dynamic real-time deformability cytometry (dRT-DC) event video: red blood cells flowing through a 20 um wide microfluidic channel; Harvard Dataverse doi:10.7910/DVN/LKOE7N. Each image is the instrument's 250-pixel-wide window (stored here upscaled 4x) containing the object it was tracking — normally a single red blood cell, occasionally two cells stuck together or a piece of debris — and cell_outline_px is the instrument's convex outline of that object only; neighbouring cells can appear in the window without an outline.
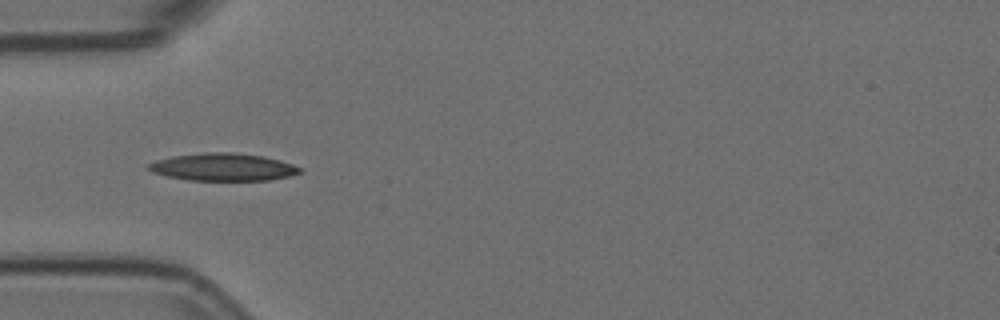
{"species": "Egyptian fruit bat (a non-hibernating species)", "species_latin": "Rousettus aegyptiacus", "temperature_condition": "room temperature", "stored_images_in_passage": 9, "camera_frame_rate_fps": 3000, "um_per_image_px": 0.085, "animal": {"sex": "female"}, "frame": {"image": 1, "passage_image": 6, "time_ms": 1.667, "image_size_px": [1000, 320], "cell_outline_px": [[304, 172], [288, 176], [268, 180], [188, 180], [168, 176], [152, 172], [148, 168], [148, 164], [156, 160], [172, 156], [204, 152], [232, 152], [264, 156], [280, 160], [304, 168]], "centroid_in_image_um": [19.0, 14.19], "position_along_channel_um": 66.0, "area_um2": 24.33}}
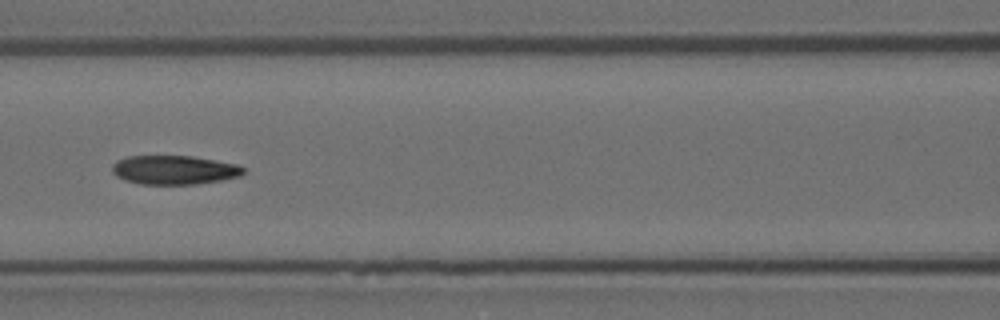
{"frame": {"image": 2, "passage_image": 8, "time_ms": 2.333, "image_size_px": [1000, 320], "cell_outline_px": [[244, 172], [240, 176], [224, 180], [196, 184], [140, 184], [124, 180], [116, 176], [112, 172], [112, 164], [116, 160], [128, 156], [192, 156], [236, 164], [244, 168]], "centroid_in_image_um": [14.78, 14.45], "position_along_channel_um": 151.8, "area_um2": 22.25}}
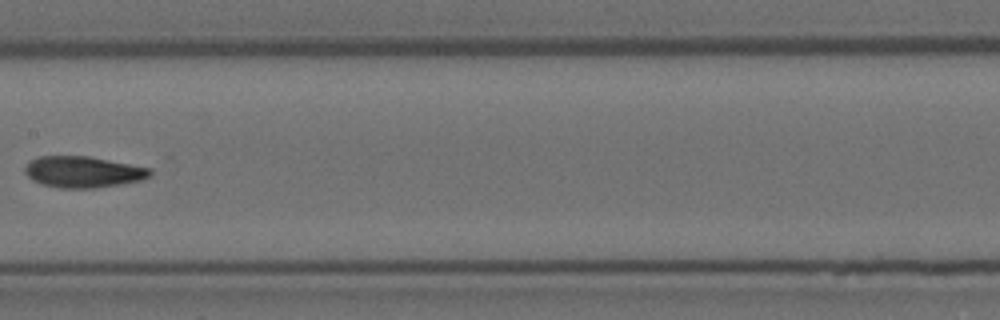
{"frame": {"image": 3, "passage_image": 9, "time_ms": 2.667, "image_size_px": [1000, 320], "cell_outline_px": [[152, 176], [144, 180], [124, 184], [92, 188], [60, 188], [44, 184], [32, 180], [24, 172], [24, 168], [28, 160], [40, 156], [88, 156], [152, 168]], "centroid_in_image_um": [7.1, 14.61], "position_along_channel_um": 200.3, "area_um2": 23.06}}